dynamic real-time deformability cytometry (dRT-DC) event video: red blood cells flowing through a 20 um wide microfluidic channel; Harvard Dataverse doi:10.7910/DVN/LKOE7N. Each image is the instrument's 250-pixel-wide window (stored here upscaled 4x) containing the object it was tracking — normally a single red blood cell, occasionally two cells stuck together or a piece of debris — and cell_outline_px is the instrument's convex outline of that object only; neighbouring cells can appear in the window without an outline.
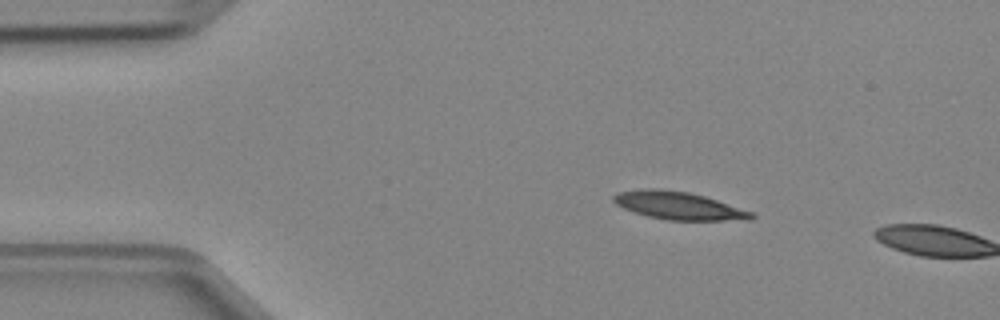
{"species": "Egyptian fruit bat (a non-hibernating species)", "species_latin": "Rousettus aegyptiacus", "temperature_condition": "cold", "stored_images_in_passage": 2, "camera_frame_rate_fps": 3000, "um_per_image_px": 0.085, "animal": {"sex": "female"}, "frame": {"image": 1, "passage_image": 1, "time_ms": 0.0, "image_size_px": [1000, 320], "cell_outline_px": [[756, 216], [752, 220], [664, 220], [648, 216], [624, 208], [616, 204], [612, 200], [612, 196], [616, 192], [644, 188], [660, 188], [688, 192], [704, 196], [752, 212]], "centroid_in_image_um": [57.65, 17.47], "position_along_channel_um": 27.4, "area_um2": 22.31}}